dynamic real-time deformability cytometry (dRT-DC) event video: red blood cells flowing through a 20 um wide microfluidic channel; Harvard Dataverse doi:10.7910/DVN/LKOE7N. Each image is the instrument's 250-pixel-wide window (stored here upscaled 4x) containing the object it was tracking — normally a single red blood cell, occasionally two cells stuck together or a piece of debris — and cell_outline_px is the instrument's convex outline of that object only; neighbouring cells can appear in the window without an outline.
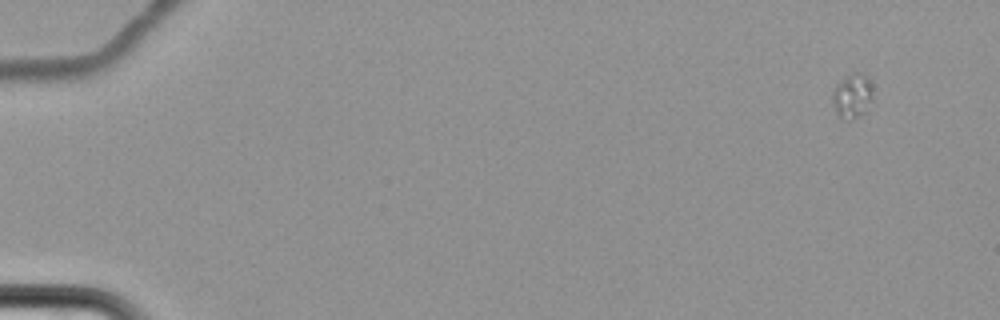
{"species": "common noctule bat (a hibernating species)", "species_latin": "Nyctalus noctula", "temperature_condition": "cold", "stored_images_in_passage": 9, "camera_frame_rate_fps": 3000, "um_per_image_px": 0.085, "animal": {"sex": "female", "body_mass_g": 22.7, "forearm_length_mm": 54.2}, "frame": {"image": 1, "passage_image": 2, "time_ms": 1.333, "image_size_px": [1000, 320], "cell_outline_px": [[872, 100], [868, 112], [852, 120], [840, 116], [836, 112], [832, 104], [832, 92], [836, 84], [840, 80], [852, 72], [860, 72], [868, 76], [872, 84]], "centroid_in_image_um": [72.48, 8.14], "position_along_channel_um": 12.5, "area_um2": 10.87}}